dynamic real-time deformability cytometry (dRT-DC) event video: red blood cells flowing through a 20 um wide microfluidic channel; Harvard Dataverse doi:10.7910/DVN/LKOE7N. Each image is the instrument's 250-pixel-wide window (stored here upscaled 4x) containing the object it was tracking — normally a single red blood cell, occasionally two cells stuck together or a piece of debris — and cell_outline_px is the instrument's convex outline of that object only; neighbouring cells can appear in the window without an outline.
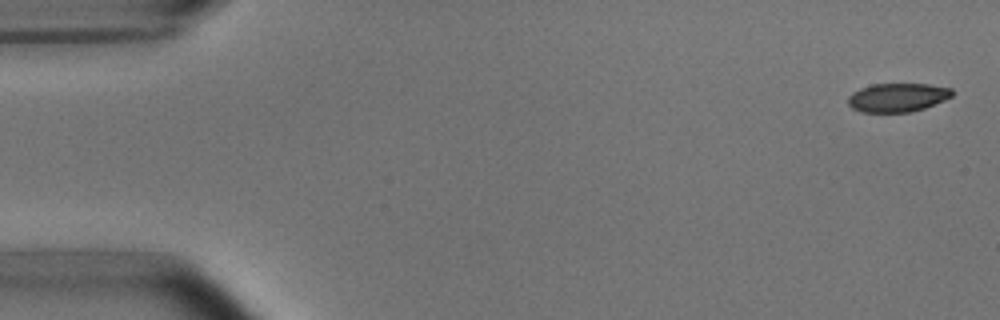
{"species": "common noctule bat (a hibernating species)", "species_latin": "Nyctalus noctula", "temperature_condition": "room temperature", "stored_images_in_passage": 5, "camera_frame_rate_fps": 3000, "um_per_image_px": 0.085, "animal": {"sex": "male", "body_mass_g": 15.6}, "frame": {"image": 1, "passage_image": 1, "time_ms": 0.0, "image_size_px": [1000, 320], "cell_outline_px": [[952, 96], [944, 100], [924, 108], [912, 112], [860, 112], [852, 108], [848, 104], [848, 96], [852, 92], [860, 88], [872, 84], [928, 84], [952, 88]], "centroid_in_image_um": [76.26, 8.28], "position_along_channel_um": 8.7, "area_um2": 17.46}}
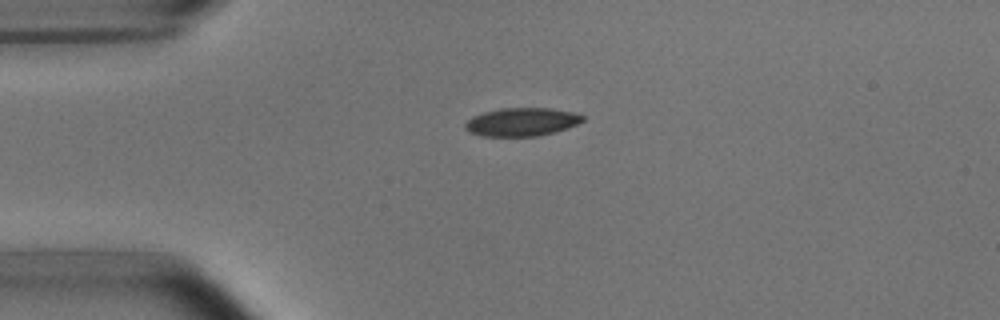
{"frame": {"image": 2, "passage_image": 4, "time_ms": 3.667, "image_size_px": [1000, 320], "cell_outline_px": [[584, 120], [568, 128], [536, 136], [480, 136], [468, 132], [464, 128], [464, 124], [472, 116], [484, 112], [500, 108], [548, 108], [572, 112], [584, 116]], "centroid_in_image_um": [44.29, 10.36], "position_along_channel_um": 40.7, "area_um2": 19.31}}